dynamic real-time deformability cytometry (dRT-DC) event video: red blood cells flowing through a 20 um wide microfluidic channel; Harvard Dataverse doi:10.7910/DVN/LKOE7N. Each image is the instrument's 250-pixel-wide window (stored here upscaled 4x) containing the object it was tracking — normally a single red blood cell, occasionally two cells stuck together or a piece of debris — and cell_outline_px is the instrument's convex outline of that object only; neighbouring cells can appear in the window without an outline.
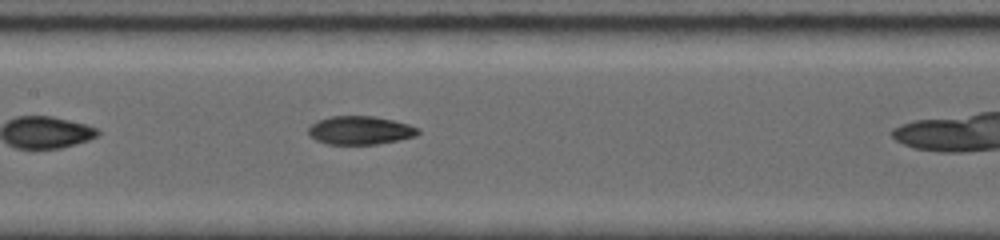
{"species": "common noctule bat (a hibernating species)", "species_latin": "Nyctalus noctula", "temperature_condition": "room temperature", "stored_images_in_passage": 32, "camera_frame_rate_fps": 5000, "um_per_image_px": 0.085, "animal": {"sex": "female", "body_mass_g": 19.0, "forearm_length_mm": 56.7}, "frame": {"image": 1, "passage_image": 10, "time_ms": 3.0, "image_size_px": [1000, 240], "cell_outline_px": [[420, 132], [416, 136], [376, 144], [328, 144], [316, 140], [308, 136], [308, 128], [316, 120], [332, 116], [372, 116], [392, 120], [408, 124], [420, 128]], "centroid_in_image_um": [30.59, 11.07], "position_along_channel_um": 176.8, "area_um2": 18.15}}
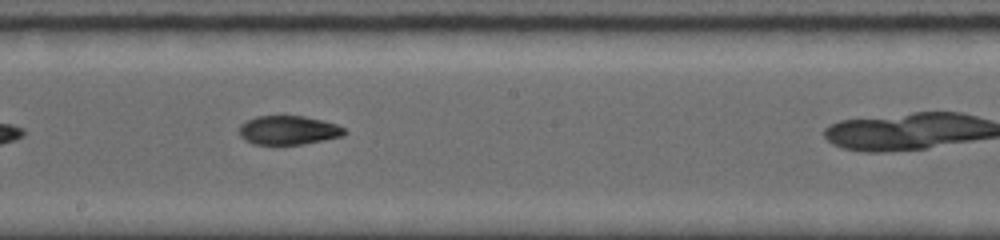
{"frame": {"image": 2, "passage_image": 14, "time_ms": 4.2, "image_size_px": [1000, 240], "cell_outline_px": [[348, 132], [344, 136], [324, 140], [300, 144], [252, 144], [244, 140], [240, 136], [240, 124], [256, 116], [304, 116], [336, 124], [344, 128]], "centroid_in_image_um": [24.52, 11.07], "position_along_channel_um": 223.7, "area_um2": 17.69}, "authors_computed_cell_mechanics": {"area_um2": 18.5827, "velocity_mm_per_s": 3.9265, "shape_relaxation_time_tau1_ms": null, "shape_relaxation_time_tau2_ms": 2.662, "deformation_change_tau1": null, "deformation_change_tau2": 0.0739}}